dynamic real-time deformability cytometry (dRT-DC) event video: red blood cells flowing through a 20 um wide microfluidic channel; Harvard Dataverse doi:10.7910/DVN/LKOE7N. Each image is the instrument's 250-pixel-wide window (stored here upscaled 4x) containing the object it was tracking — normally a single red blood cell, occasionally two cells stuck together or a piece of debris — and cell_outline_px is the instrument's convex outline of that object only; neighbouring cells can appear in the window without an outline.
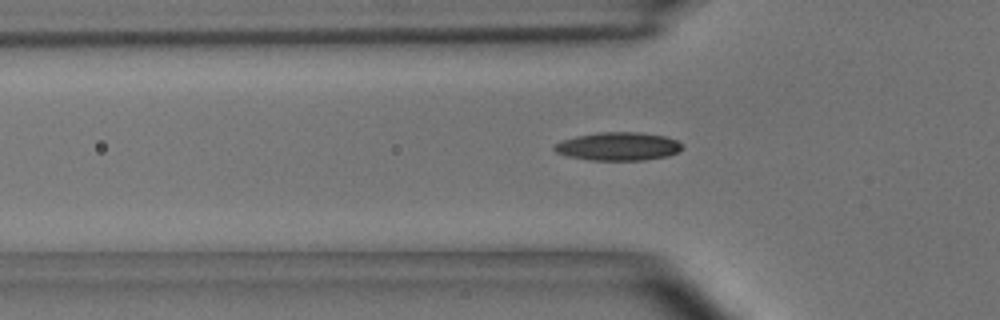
{"species": "common noctule bat (a hibernating species)", "species_latin": "Nyctalus noctula", "temperature_condition": "room temperature", "stored_images_in_passage": 51, "camera_frame_rate_fps": 3000, "um_per_image_px": 0.085, "animal": {"sex": "male", "body_mass_g": 15.6}, "frame": {"image": 1, "passage_image": 17, "time_ms": 5.333, "image_size_px": [1000, 320], "cell_outline_px": [[680, 148], [676, 152], [668, 156], [644, 160], [592, 160], [568, 156], [556, 152], [552, 148], [556, 144], [564, 140], [576, 136], [600, 132], [640, 132], [664, 136], [676, 140], [680, 144]], "centroid_in_image_um": [52.52, 12.44], "position_along_channel_um": 73.3, "area_um2": 20.75}}
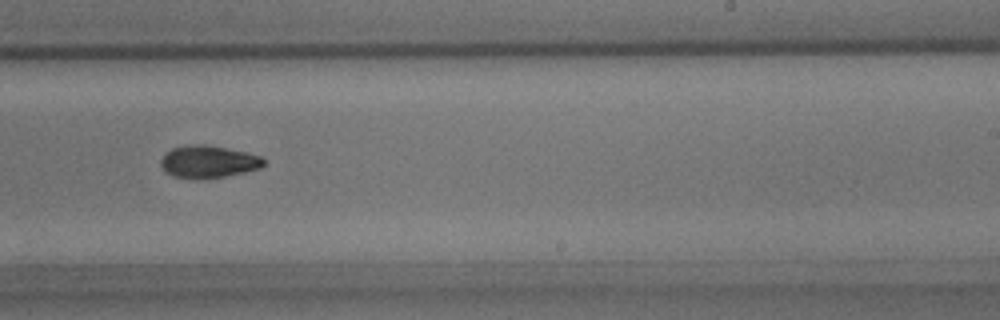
{"frame": {"image": 2, "passage_image": 33, "time_ms": 10.667, "image_size_px": [1000, 320], "cell_outline_px": [[264, 164], [260, 168], [244, 172], [224, 176], [200, 180], [196, 180], [172, 176], [160, 164], [160, 160], [172, 148], [192, 144], [204, 144], [244, 152], [260, 156], [264, 160]], "centroid_in_image_um": [17.69, 13.76], "position_along_channel_um": 271.3, "area_um2": 19.19}}
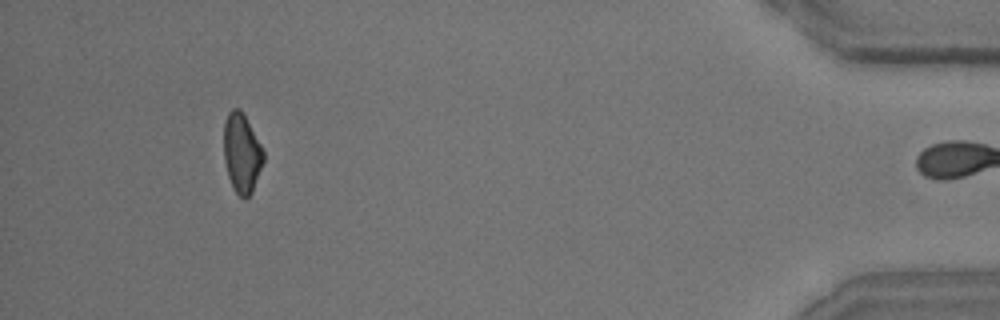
{"frame": {"image": 3, "passage_image": 50, "time_ms": 16.333, "image_size_px": [1000, 320], "cell_outline_px": [[264, 160], [252, 192], [244, 200], [236, 192], [228, 176], [224, 160], [224, 120], [228, 112], [232, 108], [240, 108], [260, 144], [264, 152]], "centroid_in_image_um": [20.54, 13.0], "position_along_channel_um": 414.7, "area_um2": 18.15}, "authors_computed_cell_mechanics": {"area_um2": 19.074, "velocity_mm_per_s": 3.6961, "shape_relaxation_time_tau1_ms": 4.284, "shape_relaxation_time_tau2_ms": 2.6134, "deformation_change_tau1": 0.1281, "deformation_change_tau2": 0.0729}}